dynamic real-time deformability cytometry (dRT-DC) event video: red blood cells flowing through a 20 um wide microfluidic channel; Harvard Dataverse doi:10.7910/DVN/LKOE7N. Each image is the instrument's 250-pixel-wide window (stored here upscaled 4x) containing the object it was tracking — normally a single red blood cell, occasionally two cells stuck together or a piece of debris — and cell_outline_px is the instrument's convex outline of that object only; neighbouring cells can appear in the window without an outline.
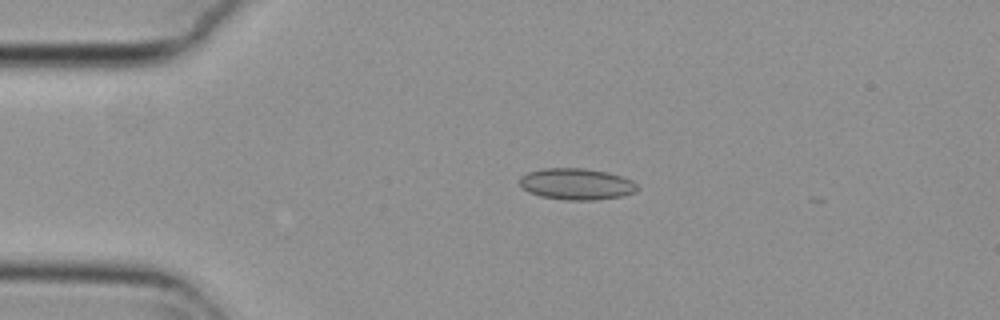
{"species": "common noctule bat (a hibernating species)", "species_latin": "Nyctalus noctula", "temperature_condition": "cold", "stored_images_in_passage": 40, "camera_frame_rate_fps": 3000, "um_per_image_px": 0.085, "animal": {"sex": "female", "body_mass_g": 29.2, "forearm_length_mm": 56.3}, "frame": {"image": 1, "passage_image": 1, "time_ms": 0.0, "image_size_px": [1000, 320], "cell_outline_px": [[640, 188], [636, 192], [620, 196], [596, 200], [568, 200], [540, 196], [528, 192], [520, 188], [520, 176], [528, 172], [544, 168], [584, 168], [608, 172], [632, 180]], "centroid_in_image_um": [48.99, 15.64], "position_along_channel_um": 36.0, "area_um2": 21.68}}
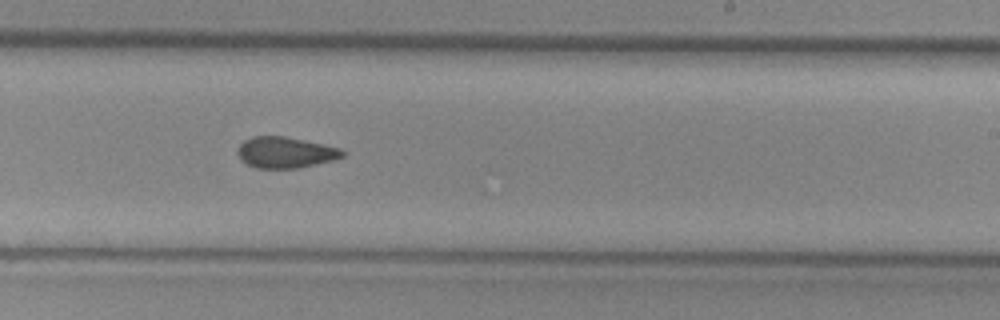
{"frame": {"image": 2, "passage_image": 22, "time_ms": 7.0, "image_size_px": [1000, 320], "cell_outline_px": [[344, 156], [332, 160], [300, 168], [256, 168], [240, 160], [236, 152], [240, 144], [244, 140], [252, 136], [284, 136], [324, 144], [340, 148], [344, 152]], "centroid_in_image_um": [24.23, 12.95], "position_along_channel_um": 264.8, "area_um2": 19.02}}
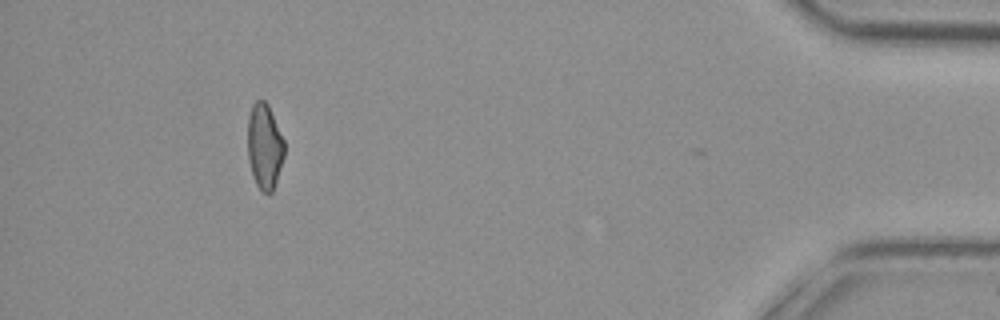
{"frame": {"image": 3, "passage_image": 39, "time_ms": 12.667, "image_size_px": [1000, 320], "cell_outline_px": [[284, 156], [272, 192], [260, 192], [252, 176], [248, 160], [248, 116], [252, 104], [256, 100], [264, 100], [268, 104], [284, 140]], "centroid_in_image_um": [22.47, 12.43], "position_along_channel_um": 412.7, "area_um2": 18.26}, "authors_computed_cell_mechanics": {"area_um2": 19.2185, "velocity_mm_per_s": 3.7845, "shape_relaxation_time_tau1_ms": null, "shape_relaxation_time_tau2_ms": 4.3641, "deformation_change_tau1": null, "deformation_change_tau2": 0.1059}}